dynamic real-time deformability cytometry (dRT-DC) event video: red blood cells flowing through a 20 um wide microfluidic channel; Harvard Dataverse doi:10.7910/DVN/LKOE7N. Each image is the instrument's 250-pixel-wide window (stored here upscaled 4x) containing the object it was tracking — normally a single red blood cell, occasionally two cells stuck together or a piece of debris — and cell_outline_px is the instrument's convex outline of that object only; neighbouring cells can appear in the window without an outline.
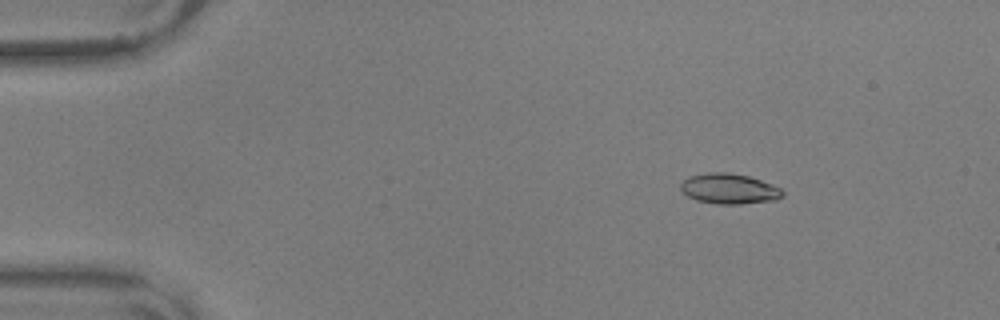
{"species": "common noctule bat (a hibernating species)", "species_latin": "Nyctalus noctula", "temperature_condition": "warm", "stored_images_in_passage": 22, "camera_frame_rate_fps": 3000, "um_per_image_px": 0.085, "animal": {"sex": "male", "body_mass_g": 17.9, "forearm_length_mm": 54.2}, "frame": {"image": 1, "passage_image": 9, "time_ms": 2.667, "image_size_px": [1000, 320], "cell_outline_px": [[784, 196], [776, 200], [740, 204], [716, 204], [696, 200], [688, 196], [680, 188], [680, 184], [688, 176], [708, 172], [728, 172], [748, 176], [772, 184], [780, 188], [784, 192]], "centroid_in_image_um": [61.98, 16.04], "position_along_channel_um": 23.0, "area_um2": 18.09}}
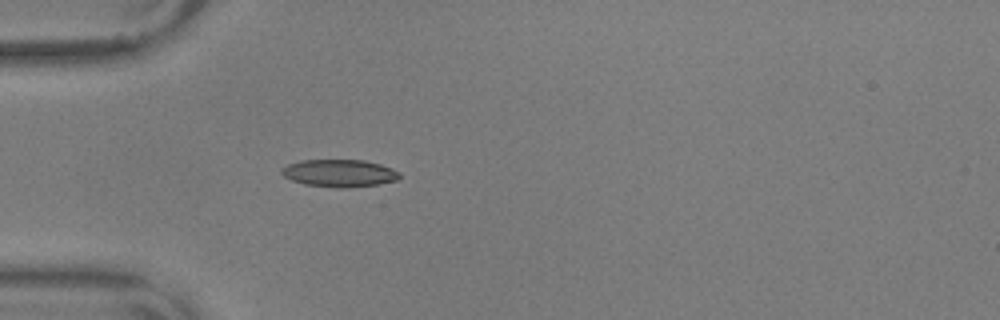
{"frame": {"image": 2, "passage_image": 18, "time_ms": 5.667, "image_size_px": [1000, 320], "cell_outline_px": [[400, 176], [396, 180], [376, 184], [348, 188], [336, 188], [304, 184], [292, 180], [284, 176], [280, 172], [280, 168], [288, 164], [300, 160], [364, 160], [380, 164], [392, 168], [400, 172]], "centroid_in_image_um": [28.82, 14.71], "position_along_channel_um": 56.2, "area_um2": 18.9}}